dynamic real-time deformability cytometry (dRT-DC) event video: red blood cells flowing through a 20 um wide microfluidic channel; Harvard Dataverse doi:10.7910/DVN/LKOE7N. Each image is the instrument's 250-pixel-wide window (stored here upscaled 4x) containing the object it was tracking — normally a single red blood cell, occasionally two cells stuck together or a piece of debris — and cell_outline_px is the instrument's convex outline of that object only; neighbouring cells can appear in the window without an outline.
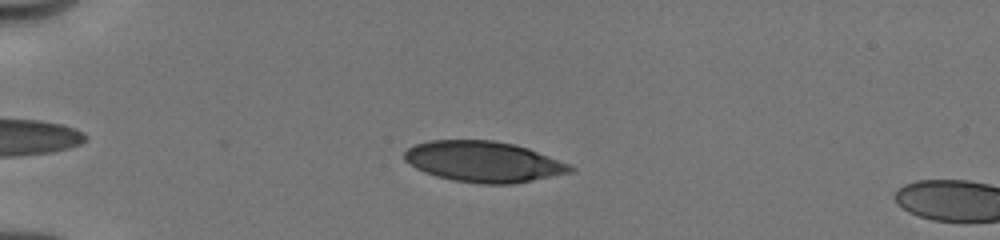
{"species": "human", "species_latin": "Homo sapiens", "temperature_condition": "cold", "stored_images_in_passage": 6, "camera_frame_rate_fps": 3000, "um_per_image_px": 0.085, "donor": {"sex": "male"}, "frame": {"image": 1, "passage_image": 4, "time_ms": 2.333, "image_size_px": [1000, 240], "cell_outline_px": [[576, 172], [512, 184], [480, 184], [452, 180], [436, 176], [424, 172], [408, 164], [404, 160], [404, 152], [408, 148], [416, 144], [432, 140], [492, 140], [512, 144], [528, 148], [572, 164], [576, 168]], "centroid_in_image_um": [41.14, 13.75], "position_along_channel_um": 43.9, "area_um2": 39.77}}